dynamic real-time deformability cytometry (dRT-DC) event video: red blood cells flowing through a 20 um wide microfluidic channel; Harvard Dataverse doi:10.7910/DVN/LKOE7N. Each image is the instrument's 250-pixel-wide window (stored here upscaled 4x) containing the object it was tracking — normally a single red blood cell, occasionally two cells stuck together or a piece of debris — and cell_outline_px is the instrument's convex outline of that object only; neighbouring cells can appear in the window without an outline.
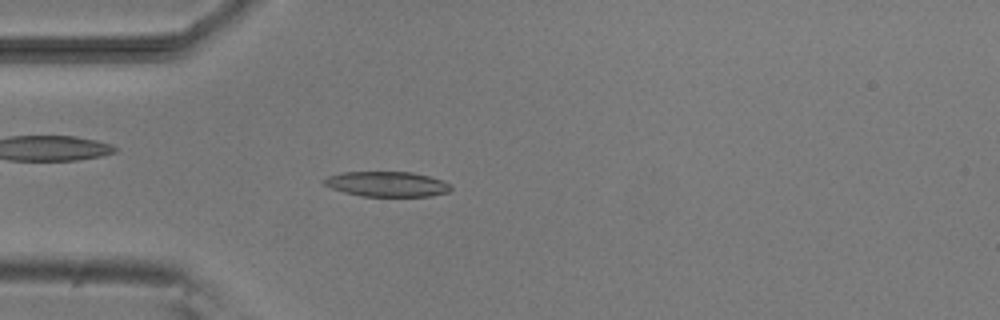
{"species": "common noctule bat (a hibernating species)", "species_latin": "Nyctalus noctula", "temperature_condition": "room temperature", "stored_images_in_passage": 4, "camera_frame_rate_fps": 3000, "um_per_image_px": 0.085, "animal": {"sex": "male", "body_mass_g": 20.5, "forearm_length_mm": 52.5}, "frame": {"image": 1, "passage_image": 4, "time_ms": 3.333, "image_size_px": [1000, 320], "cell_outline_px": [[452, 188], [448, 192], [432, 196], [360, 196], [344, 192], [332, 188], [324, 184], [320, 180], [328, 176], [340, 172], [412, 172], [444, 180], [452, 184]], "centroid_in_image_um": [32.9, 15.64], "position_along_channel_um": 52.1, "area_um2": 18.73}}